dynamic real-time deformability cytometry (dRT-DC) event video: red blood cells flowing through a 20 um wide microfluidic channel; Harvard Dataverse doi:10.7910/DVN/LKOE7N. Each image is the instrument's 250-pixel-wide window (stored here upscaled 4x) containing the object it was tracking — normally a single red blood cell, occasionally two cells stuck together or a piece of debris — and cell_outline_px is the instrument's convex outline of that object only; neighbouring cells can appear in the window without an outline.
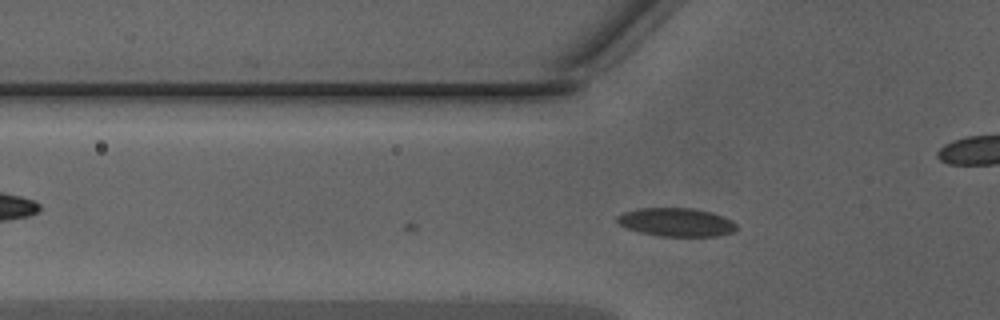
{"species": "Egyptian fruit bat (a non-hibernating species)", "species_latin": "Rousettus aegyptiacus", "temperature_condition": "warm", "stored_images_in_passage": 10, "camera_frame_rate_fps": 3000, "um_per_image_px": 0.085, "animal": {"sex": "male"}, "frame": {"image": 1, "passage_image": 2, "time_ms": 0.333, "image_size_px": [1000, 320], "cell_outline_px": [[736, 232], [720, 236], [656, 236], [640, 232], [628, 228], [620, 224], [616, 220], [616, 216], [624, 212], [640, 208], [696, 208], [712, 212], [724, 216], [732, 220], [736, 224]], "centroid_in_image_um": [57.54, 18.89], "position_along_channel_um": 68.3, "area_um2": 20.0}}